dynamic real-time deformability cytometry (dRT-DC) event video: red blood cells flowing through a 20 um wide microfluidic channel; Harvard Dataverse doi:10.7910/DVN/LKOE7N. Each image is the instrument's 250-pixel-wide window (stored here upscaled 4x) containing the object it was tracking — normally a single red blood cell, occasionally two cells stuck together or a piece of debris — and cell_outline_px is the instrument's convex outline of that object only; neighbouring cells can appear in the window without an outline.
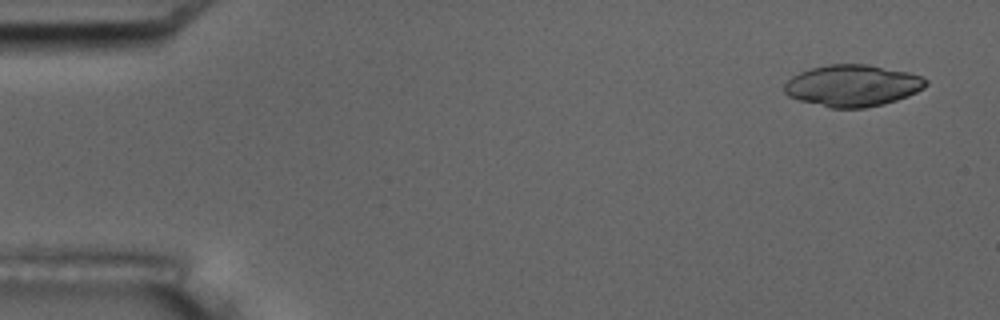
{"species": "common noctule bat (a hibernating species)", "species_latin": "Nyctalus noctula", "temperature_condition": "room temperature", "stored_images_in_passage": 12, "camera_frame_rate_fps": 3000, "um_per_image_px": 0.085, "animal": {"sex": "male", "body_mass_g": 17.5, "forearm_length_mm": 52.3}, "frame": {"image": 1, "passage_image": 1, "time_ms": 0.0, "image_size_px": [1000, 320], "cell_outline_px": [[928, 84], [924, 88], [908, 96], [884, 104], [864, 108], [828, 108], [800, 100], [788, 96], [784, 92], [784, 84], [792, 76], [800, 72], [812, 68], [828, 64], [868, 64], [908, 72], [920, 76], [928, 80]], "centroid_in_image_um": [72.47, 7.28], "position_along_channel_um": 12.5, "area_um2": 34.45}}